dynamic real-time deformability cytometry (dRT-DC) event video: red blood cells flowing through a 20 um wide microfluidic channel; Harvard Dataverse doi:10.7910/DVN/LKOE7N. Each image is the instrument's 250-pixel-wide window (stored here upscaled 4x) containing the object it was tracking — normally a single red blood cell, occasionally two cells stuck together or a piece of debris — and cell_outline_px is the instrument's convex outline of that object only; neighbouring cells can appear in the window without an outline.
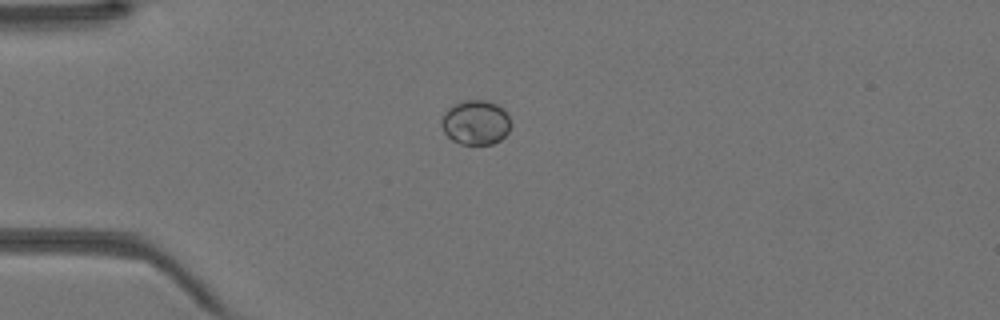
{"species": "Egyptian fruit bat (a non-hibernating species)", "species_latin": "Rousettus aegyptiacus", "temperature_condition": "warm", "stored_images_in_passage": 33, "camera_frame_rate_fps": 3000, "um_per_image_px": 0.085, "animal": {"sex": "female"}, "frame": {"image": 1, "passage_image": 1, "time_ms": 0.0, "image_size_px": [1000, 320], "cell_outline_px": [[508, 132], [500, 140], [492, 144], [460, 144], [452, 140], [444, 132], [440, 124], [440, 120], [444, 112], [448, 108], [464, 100], [484, 100], [496, 104], [504, 108], [508, 116]], "centroid_in_image_um": [40.39, 10.41], "position_along_channel_um": 44.6, "area_um2": 17.92}}
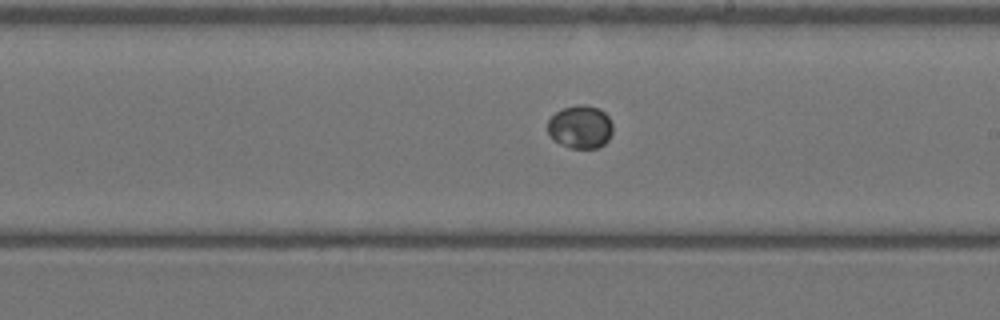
{"frame": {"image": 2, "passage_image": 15, "time_ms": 4.667, "image_size_px": [1000, 320], "cell_outline_px": [[612, 132], [608, 140], [600, 148], [568, 148], [552, 140], [548, 132], [548, 120], [556, 112], [564, 108], [576, 104], [584, 104], [600, 108], [608, 116], [612, 124]], "centroid_in_image_um": [49.32, 10.79], "position_along_channel_um": 239.7, "area_um2": 16.59}}
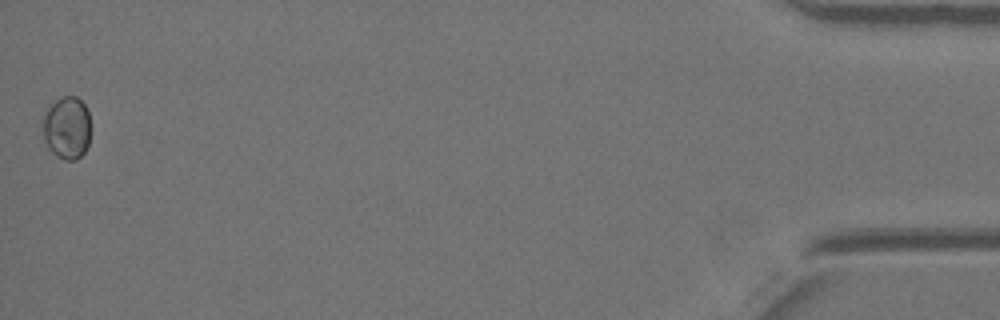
{"frame": {"image": 3, "passage_image": 33, "time_ms": 10.667, "image_size_px": [1000, 320], "cell_outline_px": [[92, 128], [88, 144], [84, 152], [76, 160], [64, 160], [56, 156], [48, 148], [44, 140], [44, 116], [48, 108], [60, 96], [76, 96], [84, 104], [88, 112]], "centroid_in_image_um": [5.72, 10.87], "position_along_channel_um": 429.5, "area_um2": 17.63}}